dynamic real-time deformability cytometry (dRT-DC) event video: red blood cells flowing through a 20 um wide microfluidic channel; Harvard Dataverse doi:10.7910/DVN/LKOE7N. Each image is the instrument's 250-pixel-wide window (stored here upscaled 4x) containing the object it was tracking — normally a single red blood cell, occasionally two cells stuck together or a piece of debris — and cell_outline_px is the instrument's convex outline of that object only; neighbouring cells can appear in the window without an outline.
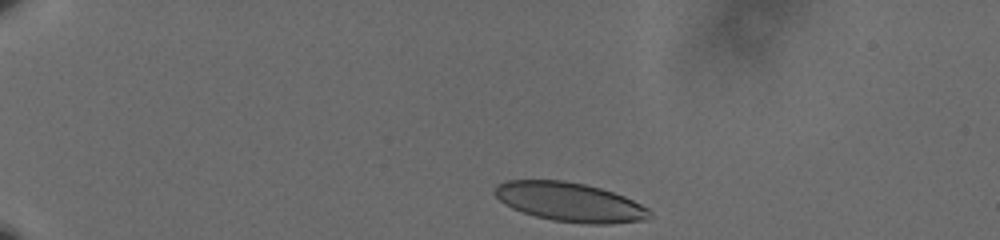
{"species": "human", "species_latin": "Homo sapiens", "temperature_condition": "cold", "stored_images_in_passage": 43, "camera_frame_rate_fps": 3000, "um_per_image_px": 0.085, "donor": {"sex": "male"}, "frame": {"image": 1, "passage_image": 1, "time_ms": 0.0, "image_size_px": [1000, 240], "cell_outline_px": [[652, 220], [608, 224], [584, 224], [552, 220], [536, 216], [512, 208], [504, 204], [492, 192], [496, 184], [508, 180], [564, 180], [584, 184], [600, 188], [624, 196], [648, 208], [652, 212]], "centroid_in_image_um": [48.46, 17.18], "position_along_channel_um": 36.5, "area_um2": 35.55}}
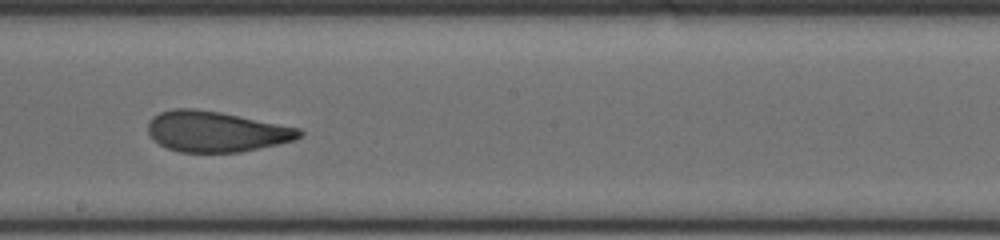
{"frame": {"image": 2, "passage_image": 24, "time_ms": 7.667, "image_size_px": [1000, 240], "cell_outline_px": [[304, 136], [296, 140], [240, 152], [180, 152], [168, 148], [152, 140], [148, 132], [148, 124], [152, 116], [160, 112], [176, 108], [192, 108], [220, 112], [300, 128], [304, 132]], "centroid_in_image_um": [18.38, 11.18], "position_along_channel_um": 229.8, "area_um2": 35.89}}
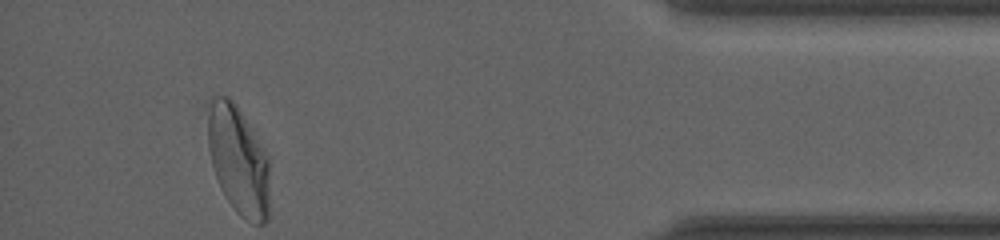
{"frame": {"image": 3, "passage_image": 43, "time_ms": 14.0, "image_size_px": [1000, 240], "cell_outline_px": [[268, 220], [264, 224], [256, 224], [240, 216], [236, 212], [220, 188], [212, 164], [208, 148], [208, 112], [212, 96], [228, 96], [236, 104], [268, 160]], "centroid_in_image_um": [20.23, 13.65], "position_along_channel_um": 415.0, "area_um2": 38.38}, "authors_computed_cell_mechanics": {"area_um2": 36.3562, "velocity_mm_per_s": 3.5867, "shape_relaxation_time_tau1_ms": 9.6343, "shape_relaxation_time_tau2_ms": 1.3589, "deformation_change_tau1": 0.2328, "deformation_change_tau2": 0.0803}}